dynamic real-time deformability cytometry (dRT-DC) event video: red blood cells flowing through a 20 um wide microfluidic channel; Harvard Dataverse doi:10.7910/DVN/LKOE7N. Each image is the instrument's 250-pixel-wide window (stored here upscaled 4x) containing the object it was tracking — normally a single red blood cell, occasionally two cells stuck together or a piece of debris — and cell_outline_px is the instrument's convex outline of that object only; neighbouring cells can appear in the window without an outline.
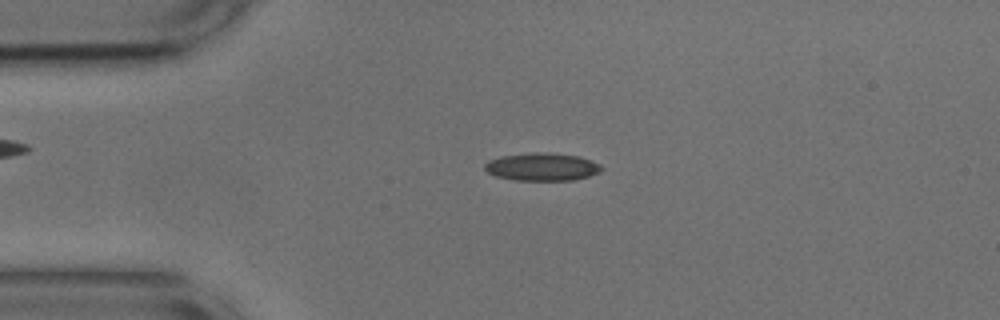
{"species": "common noctule bat (a hibernating species)", "species_latin": "Nyctalus noctula", "temperature_condition": "cold", "stored_images_in_passage": 53, "camera_frame_rate_fps": 3000, "um_per_image_px": 0.085, "animal": {"sex": "male", "body_mass_g": 17.9, "forearm_length_mm": 54.2}, "frame": {"image": 1, "passage_image": 11, "time_ms": 3.333, "image_size_px": [1000, 320], "cell_outline_px": [[604, 168], [600, 172], [588, 176], [572, 180], [516, 180], [496, 176], [488, 172], [484, 168], [484, 164], [488, 160], [500, 156], [536, 152], [580, 156], [600, 164]], "centroid_in_image_um": [46.07, 14.18], "position_along_channel_um": 38.9, "area_um2": 18.79}}
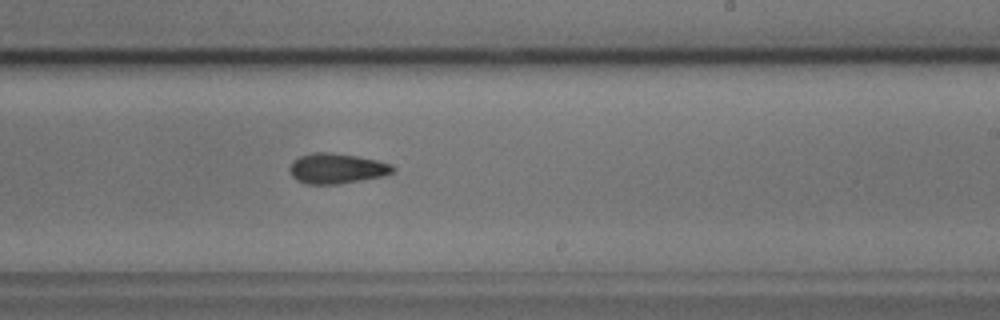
{"frame": {"image": 2, "passage_image": 31, "time_ms": 10.0, "image_size_px": [1000, 320], "cell_outline_px": [[396, 168], [392, 172], [384, 176], [340, 184], [308, 184], [296, 180], [292, 176], [288, 168], [292, 160], [300, 156], [312, 152], [332, 152], [356, 156], [376, 160], [392, 164]], "centroid_in_image_um": [28.6, 14.32], "position_along_channel_um": 260.4, "area_um2": 18.38}}
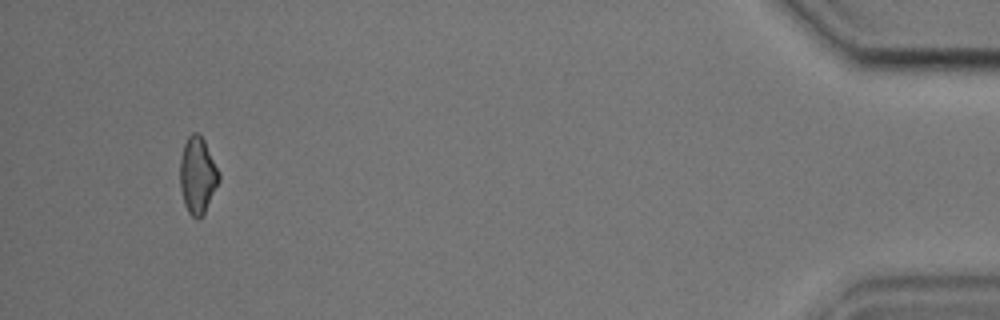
{"frame": {"image": 3, "passage_image": 50, "time_ms": 16.333, "image_size_px": [1000, 320], "cell_outline_px": [[220, 180], [200, 220], [196, 220], [188, 212], [184, 204], [180, 188], [180, 156], [184, 144], [188, 136], [192, 132], [196, 132], [204, 140], [220, 176]], "centroid_in_image_um": [16.77, 14.93], "position_along_channel_um": 418.4, "area_um2": 17.22}, "authors_computed_cell_mechanics": {"area_um2": 17.9758, "velocity_mm_per_s": 3.6821, "shape_relaxation_time_tau1_ms": 7.4061, "shape_relaxation_time_tau2_ms": 8.4473, "deformation_change_tau1": 0.1137, "deformation_change_tau2": 0.1606}}